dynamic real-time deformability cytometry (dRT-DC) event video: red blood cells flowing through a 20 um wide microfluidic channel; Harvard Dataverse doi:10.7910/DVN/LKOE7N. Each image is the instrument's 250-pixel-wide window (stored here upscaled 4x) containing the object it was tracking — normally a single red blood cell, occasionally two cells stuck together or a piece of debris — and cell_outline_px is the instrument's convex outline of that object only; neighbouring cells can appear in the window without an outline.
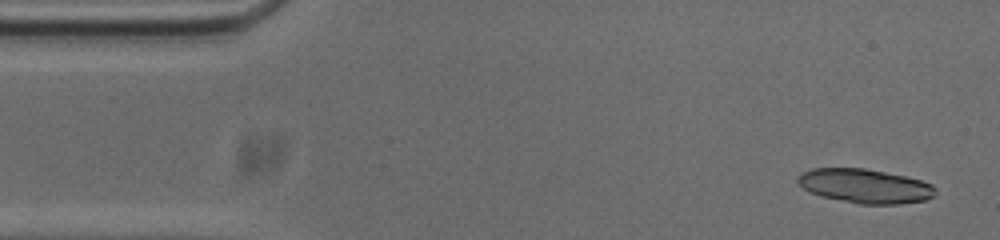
{"species": "common noctule bat (a hibernating species)", "species_latin": "Nyctalus noctula", "temperature_condition": "cold", "stored_images_in_passage": 52, "segment_of_instrument_passage": [1, 2], "camera_frame_rate_fps": 3000, "um_per_image_px": 0.085, "animal": {"sex": "male", "body_mass_g": 20.0, "forearm_length_mm": 53.3}, "frame": {"image": 1, "passage_image": 2, "time_ms": 0.333, "image_size_px": [1000, 240], "cell_outline_px": [[936, 196], [924, 200], [896, 204], [860, 204], [820, 196], [808, 192], [796, 180], [804, 172], [812, 168], [864, 168], [904, 176], [920, 180], [932, 184], [936, 188]], "centroid_in_image_um": [73.54, 15.82], "position_along_channel_um": 11.5, "area_um2": 27.28}}